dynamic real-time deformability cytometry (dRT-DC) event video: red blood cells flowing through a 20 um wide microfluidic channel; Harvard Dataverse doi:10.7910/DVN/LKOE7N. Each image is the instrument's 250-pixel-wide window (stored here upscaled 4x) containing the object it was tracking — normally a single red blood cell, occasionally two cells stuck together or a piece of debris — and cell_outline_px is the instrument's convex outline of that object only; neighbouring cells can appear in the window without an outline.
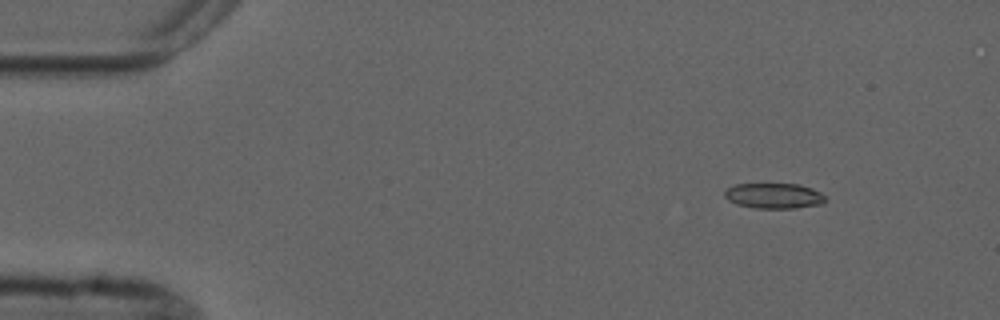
{"species": "common noctule bat (a hibernating species)", "species_latin": "Nyctalus noctula", "temperature_condition": "cold", "stored_images_in_passage": 5, "segment_of_instrument_passage": [1, 2], "camera_frame_rate_fps": 3000, "um_per_image_px": 0.085, "animal": {"sex": "male", "forearm_length_mm": 52.5}, "frame": {"image": 1, "passage_image": 2, "time_ms": 1.333, "image_size_px": [1000, 320], "cell_outline_px": [[824, 204], [796, 208], [756, 208], [736, 204], [728, 200], [724, 196], [724, 192], [728, 188], [736, 184], [800, 184], [812, 188], [820, 192], [824, 196]], "centroid_in_image_um": [65.79, 16.64], "position_along_channel_um": 19.2, "area_um2": 14.91}}